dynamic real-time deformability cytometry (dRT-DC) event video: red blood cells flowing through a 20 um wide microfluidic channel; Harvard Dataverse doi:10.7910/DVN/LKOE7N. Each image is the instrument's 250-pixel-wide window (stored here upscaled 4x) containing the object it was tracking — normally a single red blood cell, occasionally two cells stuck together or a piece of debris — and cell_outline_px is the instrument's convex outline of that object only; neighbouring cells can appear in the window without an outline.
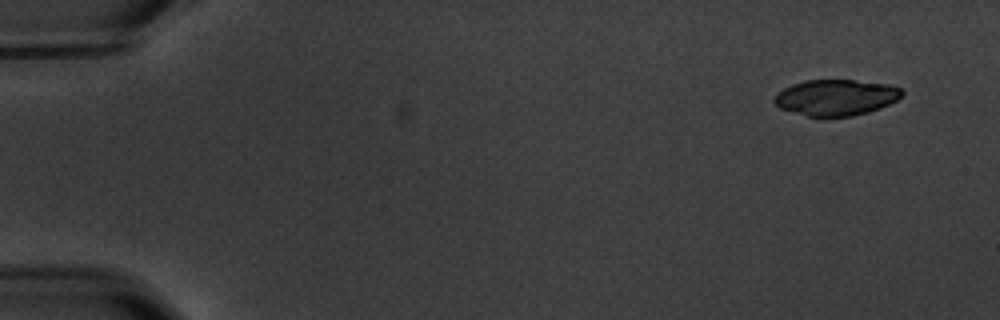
{"species": "common noctule bat (a hibernating species)", "species_latin": "Nyctalus noctula", "temperature_condition": "warm", "stored_images_in_passage": 4, "camera_frame_rate_fps": 3000, "um_per_image_px": 0.085, "animal": {"sex": "male", "body_mass_g": 20.1, "forearm_length_mm": 53.5}, "frame": {"image": 1, "passage_image": 1, "time_ms": 0.0, "image_size_px": [1000, 320], "cell_outline_px": [[904, 92], [896, 100], [880, 108], [868, 112], [852, 116], [808, 116], [780, 108], [772, 100], [784, 88], [792, 84], [804, 80], [852, 80], [888, 84], [900, 88]], "centroid_in_image_um": [71.06, 8.28], "position_along_channel_um": 13.9, "area_um2": 26.47}}
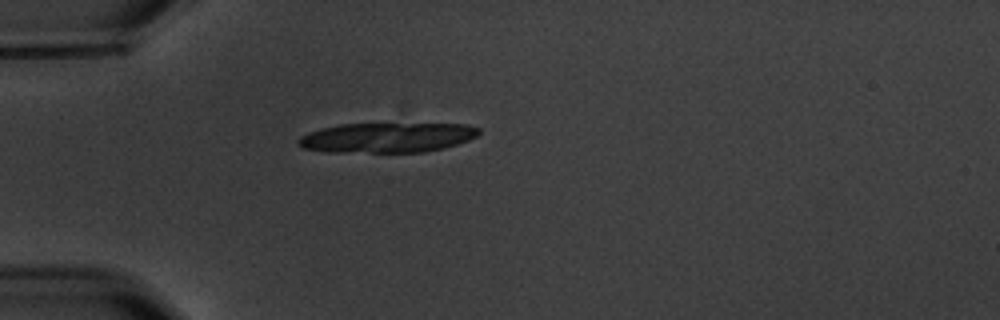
{"frame": {"image": 2, "passage_image": 4, "time_ms": 4.333, "image_size_px": [1000, 320], "cell_outline_px": [[480, 132], [476, 136], [468, 140], [456, 144], [424, 152], [324, 152], [304, 148], [296, 144], [296, 140], [300, 136], [308, 132], [320, 128], [340, 124], [468, 124], [480, 128]], "centroid_in_image_um": [32.84, 11.69], "position_along_channel_um": 52.2, "area_um2": 31.5}}